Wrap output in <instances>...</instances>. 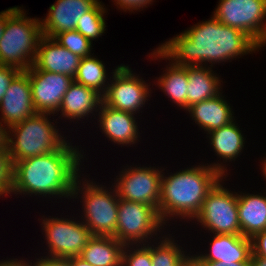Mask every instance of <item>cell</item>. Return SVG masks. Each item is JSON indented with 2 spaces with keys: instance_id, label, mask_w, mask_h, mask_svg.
I'll list each match as a JSON object with an SVG mask.
<instances>
[{
  "instance_id": "obj_14",
  "label": "cell",
  "mask_w": 266,
  "mask_h": 266,
  "mask_svg": "<svg viewBox=\"0 0 266 266\" xmlns=\"http://www.w3.org/2000/svg\"><path fill=\"white\" fill-rule=\"evenodd\" d=\"M0 111V119L7 128L37 113L33 106L32 90L26 71H20L13 78L0 102Z\"/></svg>"
},
{
  "instance_id": "obj_37",
  "label": "cell",
  "mask_w": 266,
  "mask_h": 266,
  "mask_svg": "<svg viewBox=\"0 0 266 266\" xmlns=\"http://www.w3.org/2000/svg\"><path fill=\"white\" fill-rule=\"evenodd\" d=\"M8 128L0 120V148H7Z\"/></svg>"
},
{
  "instance_id": "obj_17",
  "label": "cell",
  "mask_w": 266,
  "mask_h": 266,
  "mask_svg": "<svg viewBox=\"0 0 266 266\" xmlns=\"http://www.w3.org/2000/svg\"><path fill=\"white\" fill-rule=\"evenodd\" d=\"M98 109V127L109 141L122 146H130L139 141L140 133L135 114L113 109L103 103Z\"/></svg>"
},
{
  "instance_id": "obj_13",
  "label": "cell",
  "mask_w": 266,
  "mask_h": 266,
  "mask_svg": "<svg viewBox=\"0 0 266 266\" xmlns=\"http://www.w3.org/2000/svg\"><path fill=\"white\" fill-rule=\"evenodd\" d=\"M26 72L29 77L35 111L57 114L63 97L74 79L64 74L37 70L33 66Z\"/></svg>"
},
{
  "instance_id": "obj_36",
  "label": "cell",
  "mask_w": 266,
  "mask_h": 266,
  "mask_svg": "<svg viewBox=\"0 0 266 266\" xmlns=\"http://www.w3.org/2000/svg\"><path fill=\"white\" fill-rule=\"evenodd\" d=\"M197 266H251V262H196Z\"/></svg>"
},
{
  "instance_id": "obj_33",
  "label": "cell",
  "mask_w": 266,
  "mask_h": 266,
  "mask_svg": "<svg viewBox=\"0 0 266 266\" xmlns=\"http://www.w3.org/2000/svg\"><path fill=\"white\" fill-rule=\"evenodd\" d=\"M112 2H115L117 8L132 13L134 10L140 11V9L147 8V5L149 6L153 0H114Z\"/></svg>"
},
{
  "instance_id": "obj_42",
  "label": "cell",
  "mask_w": 266,
  "mask_h": 266,
  "mask_svg": "<svg viewBox=\"0 0 266 266\" xmlns=\"http://www.w3.org/2000/svg\"><path fill=\"white\" fill-rule=\"evenodd\" d=\"M180 266H197L195 259L190 255Z\"/></svg>"
},
{
  "instance_id": "obj_28",
  "label": "cell",
  "mask_w": 266,
  "mask_h": 266,
  "mask_svg": "<svg viewBox=\"0 0 266 266\" xmlns=\"http://www.w3.org/2000/svg\"><path fill=\"white\" fill-rule=\"evenodd\" d=\"M106 7L99 1L91 10L84 14L77 22L76 30L87 38L91 43L94 39L102 36L105 32L106 21L104 15Z\"/></svg>"
},
{
  "instance_id": "obj_24",
  "label": "cell",
  "mask_w": 266,
  "mask_h": 266,
  "mask_svg": "<svg viewBox=\"0 0 266 266\" xmlns=\"http://www.w3.org/2000/svg\"><path fill=\"white\" fill-rule=\"evenodd\" d=\"M234 121L207 133L215 155L220 159L222 158L223 163L227 162V160L229 162L235 161L244 149L246 138H244L242 131L239 129L240 127L237 126L238 123L236 124V121Z\"/></svg>"
},
{
  "instance_id": "obj_16",
  "label": "cell",
  "mask_w": 266,
  "mask_h": 266,
  "mask_svg": "<svg viewBox=\"0 0 266 266\" xmlns=\"http://www.w3.org/2000/svg\"><path fill=\"white\" fill-rule=\"evenodd\" d=\"M81 57L61 46L54 38L42 36L36 51L33 67L50 73L75 77Z\"/></svg>"
},
{
  "instance_id": "obj_32",
  "label": "cell",
  "mask_w": 266,
  "mask_h": 266,
  "mask_svg": "<svg viewBox=\"0 0 266 266\" xmlns=\"http://www.w3.org/2000/svg\"><path fill=\"white\" fill-rule=\"evenodd\" d=\"M20 72V70L0 65V102L5 95L6 90L8 89V86L11 84L13 78Z\"/></svg>"
},
{
  "instance_id": "obj_9",
  "label": "cell",
  "mask_w": 266,
  "mask_h": 266,
  "mask_svg": "<svg viewBox=\"0 0 266 266\" xmlns=\"http://www.w3.org/2000/svg\"><path fill=\"white\" fill-rule=\"evenodd\" d=\"M217 5L214 18L243 31L261 48L266 45V0H219Z\"/></svg>"
},
{
  "instance_id": "obj_18",
  "label": "cell",
  "mask_w": 266,
  "mask_h": 266,
  "mask_svg": "<svg viewBox=\"0 0 266 266\" xmlns=\"http://www.w3.org/2000/svg\"><path fill=\"white\" fill-rule=\"evenodd\" d=\"M207 254L193 255L195 262H251L252 240L242 235L215 234Z\"/></svg>"
},
{
  "instance_id": "obj_11",
  "label": "cell",
  "mask_w": 266,
  "mask_h": 266,
  "mask_svg": "<svg viewBox=\"0 0 266 266\" xmlns=\"http://www.w3.org/2000/svg\"><path fill=\"white\" fill-rule=\"evenodd\" d=\"M42 230L49 247L48 255L51 257L80 256L89 238L92 236L89 229L81 220L68 218H42Z\"/></svg>"
},
{
  "instance_id": "obj_43",
  "label": "cell",
  "mask_w": 266,
  "mask_h": 266,
  "mask_svg": "<svg viewBox=\"0 0 266 266\" xmlns=\"http://www.w3.org/2000/svg\"><path fill=\"white\" fill-rule=\"evenodd\" d=\"M262 161H263V162H261L262 163L261 164L262 165L261 168L263 169L262 173H263L264 177L266 178V157Z\"/></svg>"
},
{
  "instance_id": "obj_1",
  "label": "cell",
  "mask_w": 266,
  "mask_h": 266,
  "mask_svg": "<svg viewBox=\"0 0 266 266\" xmlns=\"http://www.w3.org/2000/svg\"><path fill=\"white\" fill-rule=\"evenodd\" d=\"M261 47L243 31L222 24L211 16L162 43L149 54L156 60H171L179 66H207L259 51ZM204 62V63H203Z\"/></svg>"
},
{
  "instance_id": "obj_39",
  "label": "cell",
  "mask_w": 266,
  "mask_h": 266,
  "mask_svg": "<svg viewBox=\"0 0 266 266\" xmlns=\"http://www.w3.org/2000/svg\"><path fill=\"white\" fill-rule=\"evenodd\" d=\"M71 266H92L80 256L71 257Z\"/></svg>"
},
{
  "instance_id": "obj_15",
  "label": "cell",
  "mask_w": 266,
  "mask_h": 266,
  "mask_svg": "<svg viewBox=\"0 0 266 266\" xmlns=\"http://www.w3.org/2000/svg\"><path fill=\"white\" fill-rule=\"evenodd\" d=\"M100 0H57L40 19L42 34L53 38L58 33L76 29L78 20Z\"/></svg>"
},
{
  "instance_id": "obj_2",
  "label": "cell",
  "mask_w": 266,
  "mask_h": 266,
  "mask_svg": "<svg viewBox=\"0 0 266 266\" xmlns=\"http://www.w3.org/2000/svg\"><path fill=\"white\" fill-rule=\"evenodd\" d=\"M77 147L67 140L58 150L16 162L10 196L12 193L34 194L72 199L73 187L81 172V159L85 157Z\"/></svg>"
},
{
  "instance_id": "obj_30",
  "label": "cell",
  "mask_w": 266,
  "mask_h": 266,
  "mask_svg": "<svg viewBox=\"0 0 266 266\" xmlns=\"http://www.w3.org/2000/svg\"><path fill=\"white\" fill-rule=\"evenodd\" d=\"M134 246H124L122 266H152L151 250L145 244H136Z\"/></svg>"
},
{
  "instance_id": "obj_23",
  "label": "cell",
  "mask_w": 266,
  "mask_h": 266,
  "mask_svg": "<svg viewBox=\"0 0 266 266\" xmlns=\"http://www.w3.org/2000/svg\"><path fill=\"white\" fill-rule=\"evenodd\" d=\"M124 246L113 236L92 235L80 257L92 266H122Z\"/></svg>"
},
{
  "instance_id": "obj_12",
  "label": "cell",
  "mask_w": 266,
  "mask_h": 266,
  "mask_svg": "<svg viewBox=\"0 0 266 266\" xmlns=\"http://www.w3.org/2000/svg\"><path fill=\"white\" fill-rule=\"evenodd\" d=\"M123 169L113 183L118 197L153 206L158 211L162 171L165 169L137 165L135 167L127 165Z\"/></svg>"
},
{
  "instance_id": "obj_27",
  "label": "cell",
  "mask_w": 266,
  "mask_h": 266,
  "mask_svg": "<svg viewBox=\"0 0 266 266\" xmlns=\"http://www.w3.org/2000/svg\"><path fill=\"white\" fill-rule=\"evenodd\" d=\"M167 235L155 238L156 241L160 239L157 241L158 244L156 242L152 244L151 240L150 244H145L151 250L152 266H180L190 256L175 242L172 235Z\"/></svg>"
},
{
  "instance_id": "obj_41",
  "label": "cell",
  "mask_w": 266,
  "mask_h": 266,
  "mask_svg": "<svg viewBox=\"0 0 266 266\" xmlns=\"http://www.w3.org/2000/svg\"><path fill=\"white\" fill-rule=\"evenodd\" d=\"M6 24V10L0 12V39Z\"/></svg>"
},
{
  "instance_id": "obj_4",
  "label": "cell",
  "mask_w": 266,
  "mask_h": 266,
  "mask_svg": "<svg viewBox=\"0 0 266 266\" xmlns=\"http://www.w3.org/2000/svg\"><path fill=\"white\" fill-rule=\"evenodd\" d=\"M42 36L38 18L27 17L23 7L6 9V24L0 39V65L28 70L33 66Z\"/></svg>"
},
{
  "instance_id": "obj_8",
  "label": "cell",
  "mask_w": 266,
  "mask_h": 266,
  "mask_svg": "<svg viewBox=\"0 0 266 266\" xmlns=\"http://www.w3.org/2000/svg\"><path fill=\"white\" fill-rule=\"evenodd\" d=\"M223 178L208 192L199 213L193 220L209 233L241 235L238 219L237 192L223 187ZM221 182V183H220Z\"/></svg>"
},
{
  "instance_id": "obj_5",
  "label": "cell",
  "mask_w": 266,
  "mask_h": 266,
  "mask_svg": "<svg viewBox=\"0 0 266 266\" xmlns=\"http://www.w3.org/2000/svg\"><path fill=\"white\" fill-rule=\"evenodd\" d=\"M50 115L36 113L8 128L7 148L12 166L20 160L58 150L67 141L48 118Z\"/></svg>"
},
{
  "instance_id": "obj_7",
  "label": "cell",
  "mask_w": 266,
  "mask_h": 266,
  "mask_svg": "<svg viewBox=\"0 0 266 266\" xmlns=\"http://www.w3.org/2000/svg\"><path fill=\"white\" fill-rule=\"evenodd\" d=\"M164 226L153 206L119 198L115 238L122 244H146Z\"/></svg>"
},
{
  "instance_id": "obj_22",
  "label": "cell",
  "mask_w": 266,
  "mask_h": 266,
  "mask_svg": "<svg viewBox=\"0 0 266 266\" xmlns=\"http://www.w3.org/2000/svg\"><path fill=\"white\" fill-rule=\"evenodd\" d=\"M211 69L212 67L204 65L187 66L186 110L193 104L214 98L221 93V82L223 81Z\"/></svg>"
},
{
  "instance_id": "obj_40",
  "label": "cell",
  "mask_w": 266,
  "mask_h": 266,
  "mask_svg": "<svg viewBox=\"0 0 266 266\" xmlns=\"http://www.w3.org/2000/svg\"><path fill=\"white\" fill-rule=\"evenodd\" d=\"M251 266H266V259L251 254Z\"/></svg>"
},
{
  "instance_id": "obj_6",
  "label": "cell",
  "mask_w": 266,
  "mask_h": 266,
  "mask_svg": "<svg viewBox=\"0 0 266 266\" xmlns=\"http://www.w3.org/2000/svg\"><path fill=\"white\" fill-rule=\"evenodd\" d=\"M79 175L73 187L72 198L79 199L82 194L83 223L92 235L115 237L119 197L115 186L110 190L98 185L93 180L83 179L82 186ZM87 180V181H86ZM103 186V187H102ZM81 190V191H80ZM85 219V220H84Z\"/></svg>"
},
{
  "instance_id": "obj_26",
  "label": "cell",
  "mask_w": 266,
  "mask_h": 266,
  "mask_svg": "<svg viewBox=\"0 0 266 266\" xmlns=\"http://www.w3.org/2000/svg\"><path fill=\"white\" fill-rule=\"evenodd\" d=\"M107 75L104 63L92 54L81 58L77 73L73 79L75 82L92 88L103 95L109 84L108 80H110L106 77Z\"/></svg>"
},
{
  "instance_id": "obj_35",
  "label": "cell",
  "mask_w": 266,
  "mask_h": 266,
  "mask_svg": "<svg viewBox=\"0 0 266 266\" xmlns=\"http://www.w3.org/2000/svg\"><path fill=\"white\" fill-rule=\"evenodd\" d=\"M252 240V253L266 259V230L257 233Z\"/></svg>"
},
{
  "instance_id": "obj_20",
  "label": "cell",
  "mask_w": 266,
  "mask_h": 266,
  "mask_svg": "<svg viewBox=\"0 0 266 266\" xmlns=\"http://www.w3.org/2000/svg\"><path fill=\"white\" fill-rule=\"evenodd\" d=\"M222 92L216 97L193 104L187 110L195 124L208 133L235 120L231 104L225 100Z\"/></svg>"
},
{
  "instance_id": "obj_19",
  "label": "cell",
  "mask_w": 266,
  "mask_h": 266,
  "mask_svg": "<svg viewBox=\"0 0 266 266\" xmlns=\"http://www.w3.org/2000/svg\"><path fill=\"white\" fill-rule=\"evenodd\" d=\"M101 103V94L73 80L63 97L58 112L62 113L63 118L70 119L71 122L76 119L78 122V120L81 121L85 117L88 119L90 114L95 116L96 113L93 112L98 113L99 109L97 108L100 107Z\"/></svg>"
},
{
  "instance_id": "obj_21",
  "label": "cell",
  "mask_w": 266,
  "mask_h": 266,
  "mask_svg": "<svg viewBox=\"0 0 266 266\" xmlns=\"http://www.w3.org/2000/svg\"><path fill=\"white\" fill-rule=\"evenodd\" d=\"M237 198L241 235L251 239L266 230V196L237 192Z\"/></svg>"
},
{
  "instance_id": "obj_10",
  "label": "cell",
  "mask_w": 266,
  "mask_h": 266,
  "mask_svg": "<svg viewBox=\"0 0 266 266\" xmlns=\"http://www.w3.org/2000/svg\"><path fill=\"white\" fill-rule=\"evenodd\" d=\"M112 71L110 79L113 80L109 81L106 92L102 95V103L124 112L139 113L140 108L145 107V102L151 97L150 85L124 64Z\"/></svg>"
},
{
  "instance_id": "obj_38",
  "label": "cell",
  "mask_w": 266,
  "mask_h": 266,
  "mask_svg": "<svg viewBox=\"0 0 266 266\" xmlns=\"http://www.w3.org/2000/svg\"><path fill=\"white\" fill-rule=\"evenodd\" d=\"M0 266H30L29 261L26 260H18V259H11L0 261Z\"/></svg>"
},
{
  "instance_id": "obj_25",
  "label": "cell",
  "mask_w": 266,
  "mask_h": 266,
  "mask_svg": "<svg viewBox=\"0 0 266 266\" xmlns=\"http://www.w3.org/2000/svg\"><path fill=\"white\" fill-rule=\"evenodd\" d=\"M165 73L157 78V86L181 109H186V96L188 87L187 66L171 63Z\"/></svg>"
},
{
  "instance_id": "obj_3",
  "label": "cell",
  "mask_w": 266,
  "mask_h": 266,
  "mask_svg": "<svg viewBox=\"0 0 266 266\" xmlns=\"http://www.w3.org/2000/svg\"><path fill=\"white\" fill-rule=\"evenodd\" d=\"M226 168L223 163L214 162L207 166L200 164L182 169L167 175L168 177L162 172L158 203V214L162 222L166 224L174 217L194 219L208 192L221 178H225Z\"/></svg>"
},
{
  "instance_id": "obj_31",
  "label": "cell",
  "mask_w": 266,
  "mask_h": 266,
  "mask_svg": "<svg viewBox=\"0 0 266 266\" xmlns=\"http://www.w3.org/2000/svg\"><path fill=\"white\" fill-rule=\"evenodd\" d=\"M13 166L9 158L8 148H0V197H7L12 187Z\"/></svg>"
},
{
  "instance_id": "obj_29",
  "label": "cell",
  "mask_w": 266,
  "mask_h": 266,
  "mask_svg": "<svg viewBox=\"0 0 266 266\" xmlns=\"http://www.w3.org/2000/svg\"><path fill=\"white\" fill-rule=\"evenodd\" d=\"M53 38L61 46L81 58L91 55L92 43L76 29L58 33Z\"/></svg>"
},
{
  "instance_id": "obj_34",
  "label": "cell",
  "mask_w": 266,
  "mask_h": 266,
  "mask_svg": "<svg viewBox=\"0 0 266 266\" xmlns=\"http://www.w3.org/2000/svg\"><path fill=\"white\" fill-rule=\"evenodd\" d=\"M37 261L33 264L30 262V266H71V257H51L42 256L41 258H36Z\"/></svg>"
}]
</instances>
